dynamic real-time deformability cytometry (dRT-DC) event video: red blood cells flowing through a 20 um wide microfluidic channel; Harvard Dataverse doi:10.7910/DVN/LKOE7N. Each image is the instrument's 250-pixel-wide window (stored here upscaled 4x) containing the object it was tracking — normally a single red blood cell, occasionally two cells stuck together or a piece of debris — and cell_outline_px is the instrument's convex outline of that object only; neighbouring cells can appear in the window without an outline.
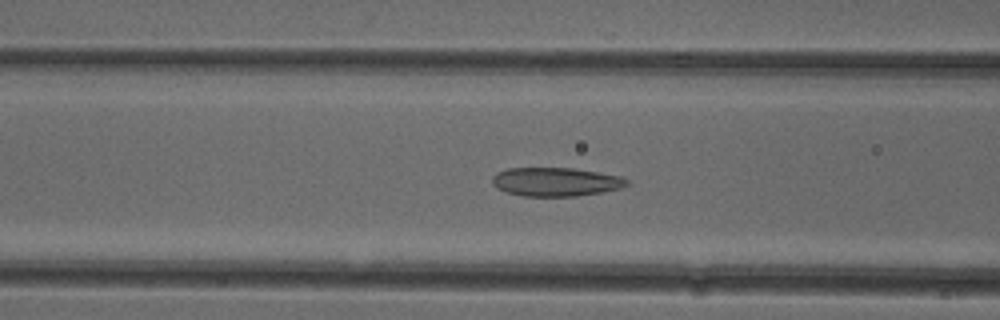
{"species": "common noctule bat (a hibernating species)", "species_latin": "Nyctalus noctula", "temperature_condition": "cold", "stored_images_in_passage": 46, "camera_frame_rate_fps": 3000, "um_per_image_px": 0.085, "animal": {"sex": "female"}, "frame": {"image": 1, "passage_image": 15, "time_ms": 4.667, "image_size_px": [1000, 320], "cell_outline_px": [[632, 184], [620, 188], [604, 192], [576, 196], [520, 196], [504, 192], [496, 188], [492, 184], [492, 176], [496, 172], [508, 168], [572, 168], [624, 176], [632, 180]], "centroid_in_image_um": [47.28, 15.46], "position_along_channel_um": 119.3, "area_um2": 23.06}}
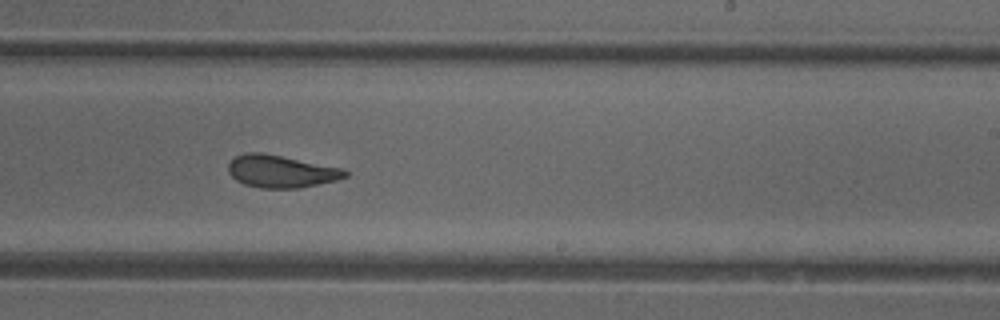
{"frame": {"image": 2, "passage_image": 26, "time_ms": 8.333, "image_size_px": [1000, 320], "cell_outline_px": [[348, 176], [336, 180], [300, 188], [260, 188], [244, 184], [236, 180], [228, 172], [228, 164], [236, 156], [244, 152], [260, 152], [344, 168], [348, 172]], "centroid_in_image_um": [23.89, 14.57], "position_along_channel_um": 265.1, "area_um2": 22.08}}
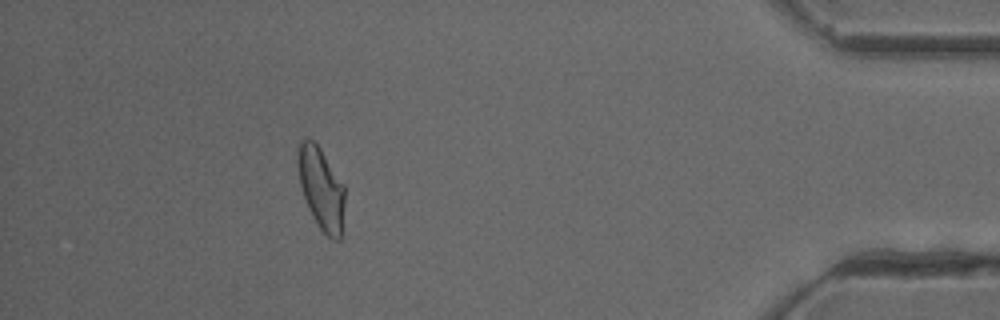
{"frame": {"image": 3, "passage_image": 41, "time_ms": 13.333, "image_size_px": [1000, 320], "cell_outline_px": [[344, 204], [340, 240], [332, 240], [320, 228], [312, 216], [308, 208], [300, 184], [296, 160], [296, 152], [300, 140], [308, 136], [320, 148], [344, 184]], "centroid_in_image_um": [27.27, 15.97], "position_along_channel_um": 407.9, "area_um2": 22.54}, "authors_computed_cell_mechanics": {"area_um2": 22.7154, "velocity_mm_per_s": 3.9815, "shape_relaxation_time_tau1_ms": 8.0358, "shape_relaxation_time_tau2_ms": 1.6356, "deformation_change_tau1": 0.165, "deformation_change_tau2": 0.0838}}